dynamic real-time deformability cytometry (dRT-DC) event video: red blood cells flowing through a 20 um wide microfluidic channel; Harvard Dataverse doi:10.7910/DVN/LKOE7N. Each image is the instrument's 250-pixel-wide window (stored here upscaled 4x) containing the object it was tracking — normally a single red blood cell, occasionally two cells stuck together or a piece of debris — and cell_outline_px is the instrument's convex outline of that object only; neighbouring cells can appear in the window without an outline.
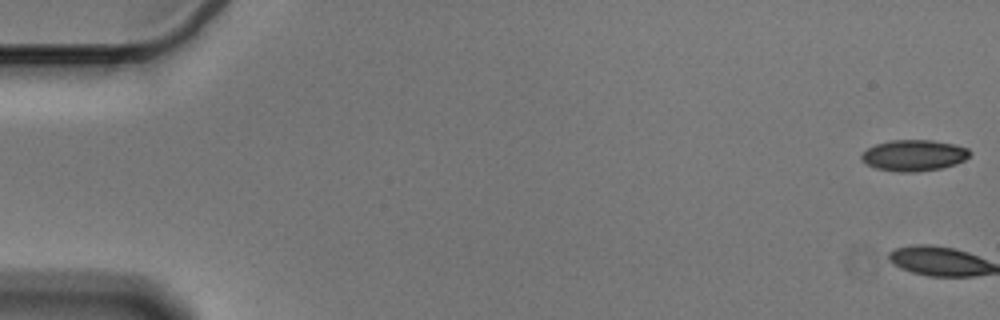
{"species": "Egyptian fruit bat (a non-hibernating species)", "species_latin": "Rousettus aegyptiacus", "temperature_condition": "cold", "stored_images_in_passage": 2, "camera_frame_rate_fps": 3000, "um_per_image_px": 0.085, "animal": {"sex": "male"}, "frame": {"image": 1, "passage_image": 1, "time_ms": 0.0, "image_size_px": [1000, 320], "cell_outline_px": [[972, 152], [964, 160], [956, 164], [940, 168], [916, 172], [900, 172], [876, 168], [864, 164], [860, 160], [860, 156], [868, 148], [876, 144], [888, 140], [932, 140], [956, 144], [968, 148]], "centroid_in_image_um": [77.67, 13.2], "position_along_channel_um": 7.3, "area_um2": 19.83}}